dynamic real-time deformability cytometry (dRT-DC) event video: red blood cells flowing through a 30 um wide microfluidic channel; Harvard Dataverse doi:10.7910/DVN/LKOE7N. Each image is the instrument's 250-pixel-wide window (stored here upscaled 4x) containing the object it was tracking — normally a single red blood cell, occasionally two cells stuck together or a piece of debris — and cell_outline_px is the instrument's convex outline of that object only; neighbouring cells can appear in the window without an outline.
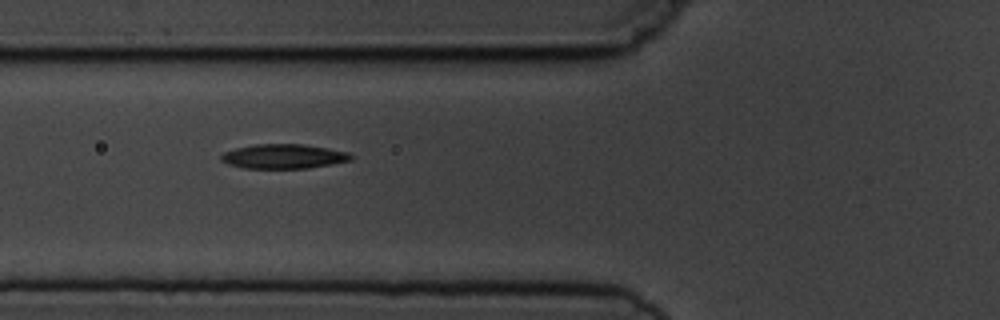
{"species": "common noctule bat (a hibernating species)", "species_latin": "Nyctalus noctula", "temperature_condition": "cold", "stored_images_in_passage": 16, "camera_frame_rate_fps": 3000, "um_per_image_px": 0.085, "animal": {"sex": "male", "body_mass_g": 19.5, "forearm_length_mm": 54.6}, "frame": {"image": 1, "passage_image": 7, "time_ms": 6.667, "image_size_px": [1000, 320], "cell_outline_px": [[352, 160], [332, 164], [308, 168], [244, 168], [228, 164], [220, 160], [220, 156], [224, 152], [236, 148], [256, 144], [304, 144], [328, 148], [348, 152], [352, 156]], "centroid_in_image_um": [24.1, 13.29], "position_along_channel_um": 101.7, "area_um2": 18.5}}
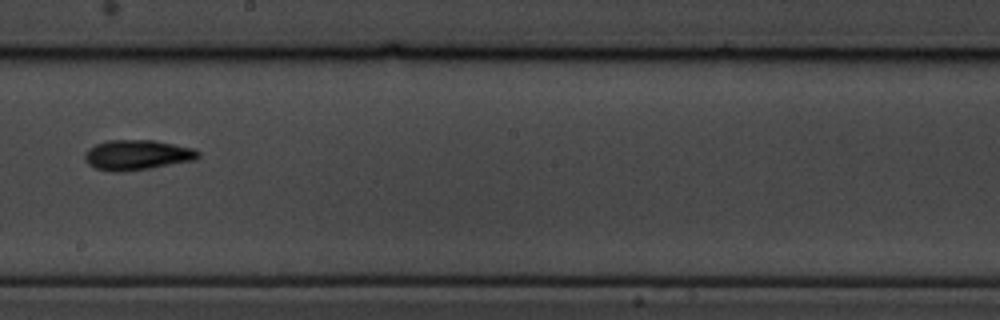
{"frame": {"image": 2, "passage_image": 10, "time_ms": 10.333, "image_size_px": [1000, 320], "cell_outline_px": [[200, 156], [196, 160], [152, 168], [120, 172], [116, 172], [96, 168], [88, 164], [84, 160], [84, 156], [88, 148], [96, 144], [108, 140], [156, 140], [192, 148], [200, 152]], "centroid_in_image_um": [11.67, 13.17], "position_along_channel_um": 236.5, "area_um2": 20.0}}
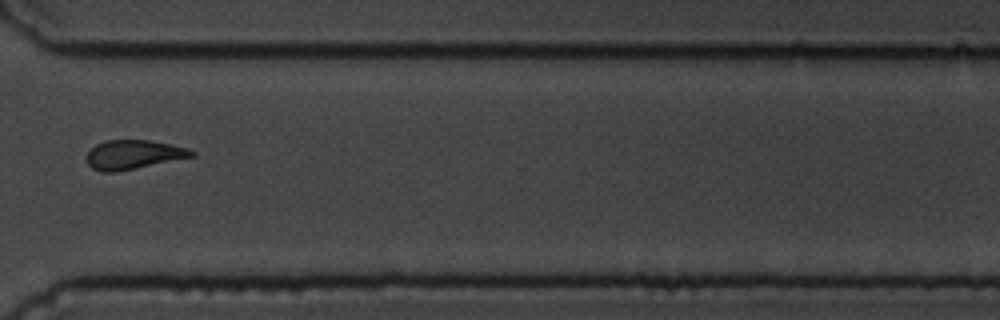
{"frame": {"image": 3, "passage_image": 13, "time_ms": 13.667, "image_size_px": [1000, 320], "cell_outline_px": [[196, 152], [192, 156], [116, 172], [100, 172], [92, 168], [88, 164], [84, 156], [96, 144], [108, 140], [148, 140], [188, 148]], "centroid_in_image_um": [11.26, 13.14], "position_along_channel_um": 359.3, "area_um2": 17.57}, "authors_computed_cell_mechanics": {"area_um2": 18.7272, "velocity_mm_per_s": 3.6881, "shape_relaxation_time_tau1_ms": 3.9463, "shape_relaxation_time_tau2_ms": null, "deformation_change_tau1": 0.1165, "deformation_change_tau2": null}}